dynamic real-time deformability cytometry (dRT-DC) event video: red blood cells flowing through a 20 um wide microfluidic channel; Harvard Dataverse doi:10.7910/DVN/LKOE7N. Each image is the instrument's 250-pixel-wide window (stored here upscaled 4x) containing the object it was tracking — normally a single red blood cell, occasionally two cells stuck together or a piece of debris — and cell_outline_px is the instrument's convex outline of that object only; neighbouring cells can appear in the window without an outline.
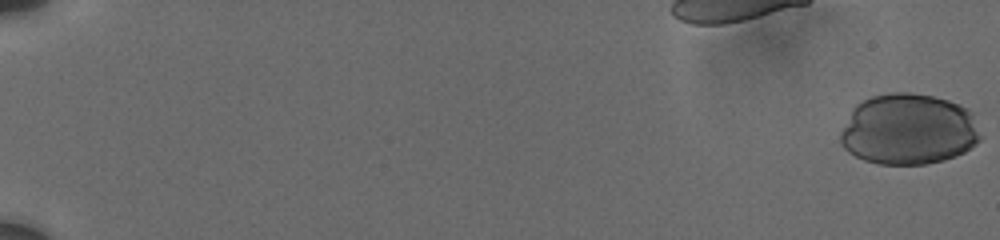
{"species": "human", "species_latin": "Homo sapiens", "temperature_condition": "cold", "stored_images_in_passage": 71, "camera_frame_rate_fps": 3000, "um_per_image_px": 0.085, "donor": {"sex": "male"}, "frame": {"image": 1, "passage_image": 1, "time_ms": 0.0, "image_size_px": [1000, 240], "cell_outline_px": [[980, 140], [976, 144], [964, 152], [956, 156], [944, 160], [924, 164], [880, 164], [864, 160], [848, 152], [840, 144], [840, 132], [852, 108], [856, 104], [872, 96], [892, 92], [912, 92], [932, 96], [948, 100], [960, 104], [968, 108], [972, 112], [980, 136]], "centroid_in_image_um": [77.21, 10.99], "position_along_channel_um": 7.8, "area_um2": 58.26}}